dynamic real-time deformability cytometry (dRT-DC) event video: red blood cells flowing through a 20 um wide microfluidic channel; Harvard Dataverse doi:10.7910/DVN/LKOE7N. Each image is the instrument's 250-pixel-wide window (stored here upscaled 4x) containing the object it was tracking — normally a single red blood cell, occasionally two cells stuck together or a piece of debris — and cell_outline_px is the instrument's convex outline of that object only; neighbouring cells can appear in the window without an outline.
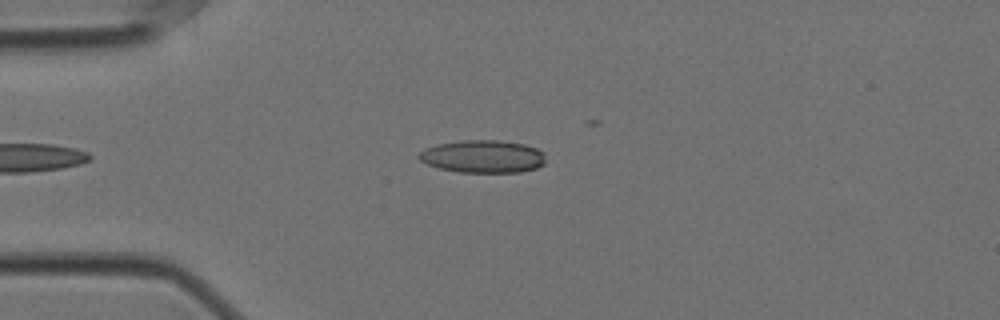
{"species": "Egyptian fruit bat (a non-hibernating species)", "species_latin": "Rousettus aegyptiacus", "temperature_condition": "cold", "stored_images_in_passage": 16, "camera_frame_rate_fps": 3000, "um_per_image_px": 0.085, "animal": {"sex": "female"}, "frame": {"image": 1, "passage_image": 8, "time_ms": 2.333, "image_size_px": [1000, 320], "cell_outline_px": [[544, 164], [536, 168], [520, 172], [460, 172], [440, 168], [428, 164], [420, 160], [416, 156], [424, 148], [436, 144], [460, 140], [500, 140], [524, 144], [536, 148], [544, 152]], "centroid_in_image_um": [41.03, 13.29], "position_along_channel_um": 44.0, "area_um2": 24.22}}
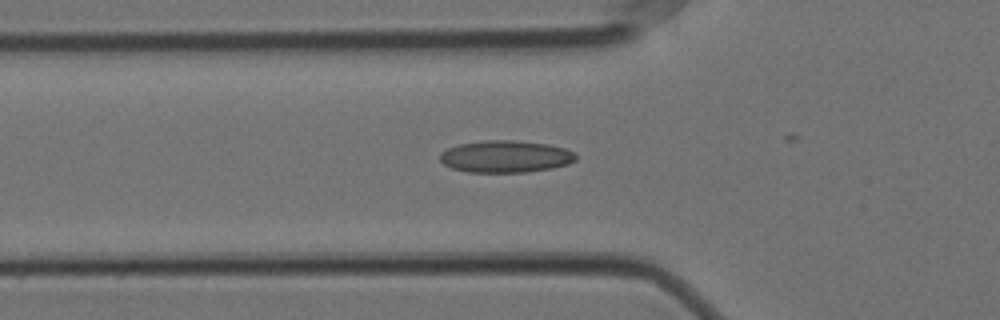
{"frame": {"image": 2, "passage_image": 13, "time_ms": 4.0, "image_size_px": [1000, 320], "cell_outline_px": [[576, 160], [568, 164], [552, 168], [528, 172], [468, 172], [452, 168], [444, 164], [440, 160], [440, 152], [448, 148], [460, 144], [484, 140], [516, 140], [548, 144], [564, 148], [576, 152]], "centroid_in_image_um": [42.99, 13.3], "position_along_channel_um": 82.8, "area_um2": 25.49}}